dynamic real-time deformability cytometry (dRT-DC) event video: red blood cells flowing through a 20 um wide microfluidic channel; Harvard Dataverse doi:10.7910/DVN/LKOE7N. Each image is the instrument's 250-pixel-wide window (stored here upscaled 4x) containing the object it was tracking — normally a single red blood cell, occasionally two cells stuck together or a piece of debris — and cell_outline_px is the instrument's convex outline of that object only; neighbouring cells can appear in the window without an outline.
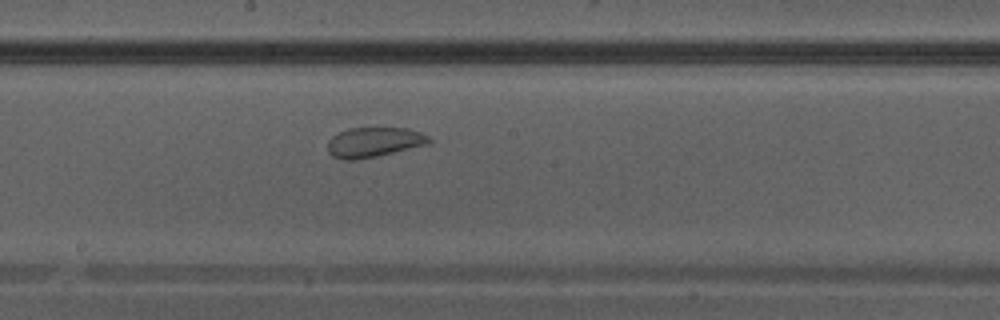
{"species": "Egyptian fruit bat (a non-hibernating species)", "species_latin": "Rousettus aegyptiacus", "temperature_condition": "warm", "stored_images_in_passage": 11, "camera_frame_rate_fps": 3000, "um_per_image_px": 0.085, "animal": {"sex": "male"}, "frame": {"image": 1, "passage_image": 10, "time_ms": 3.0, "image_size_px": [1000, 320], "cell_outline_px": [[432, 140], [428, 144], [376, 156], [356, 160], [344, 160], [332, 156], [328, 152], [328, 140], [332, 136], [348, 128], [408, 128], [420, 132], [428, 136]], "centroid_in_image_um": [31.76, 12.08], "position_along_channel_um": 216.4, "area_um2": 17.57}}